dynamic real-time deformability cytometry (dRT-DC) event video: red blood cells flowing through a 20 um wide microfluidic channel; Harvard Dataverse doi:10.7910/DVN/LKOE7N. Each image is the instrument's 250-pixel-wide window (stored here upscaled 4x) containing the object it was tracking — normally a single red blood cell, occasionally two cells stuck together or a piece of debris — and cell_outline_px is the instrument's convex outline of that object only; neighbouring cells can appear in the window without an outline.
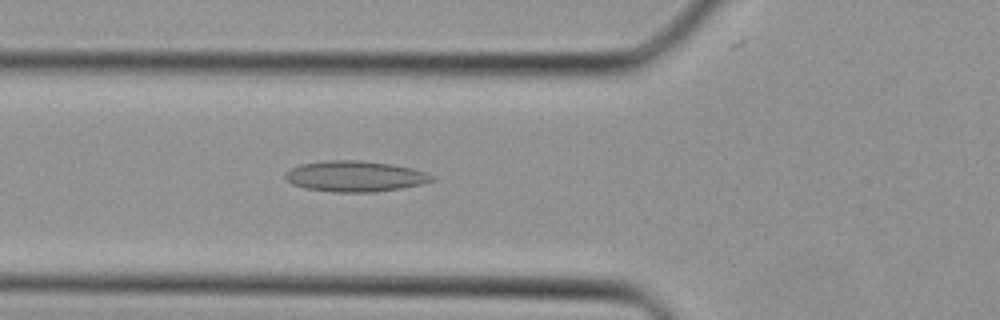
{"species": "Egyptian fruit bat (a non-hibernating species)", "species_latin": "Rousettus aegyptiacus", "temperature_condition": "cold", "stored_images_in_passage": 36, "camera_frame_rate_fps": 3000, "um_per_image_px": 0.085, "animal": {"sex": "female"}, "frame": {"image": 1, "passage_image": 12, "time_ms": 3.667, "image_size_px": [1000, 320], "cell_outline_px": [[436, 180], [420, 184], [400, 188], [376, 192], [336, 192], [304, 188], [292, 184], [284, 176], [284, 172], [300, 164], [324, 160], [356, 160], [392, 164], [412, 168], [436, 176]], "centroid_in_image_um": [30.17, 14.98], "position_along_channel_um": 95.6, "area_um2": 26.36}}
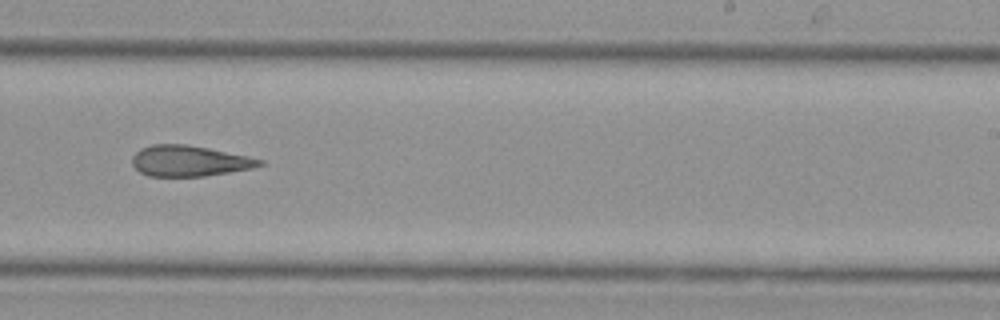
{"frame": {"image": 2, "passage_image": 22, "time_ms": 7.0, "image_size_px": [1000, 320], "cell_outline_px": [[264, 164], [252, 168], [204, 176], [148, 176], [140, 172], [132, 164], [132, 156], [140, 148], [152, 144], [184, 144], [208, 148], [248, 156], [264, 160]], "centroid_in_image_um": [16.07, 13.67], "position_along_channel_um": 272.9, "area_um2": 22.77}}
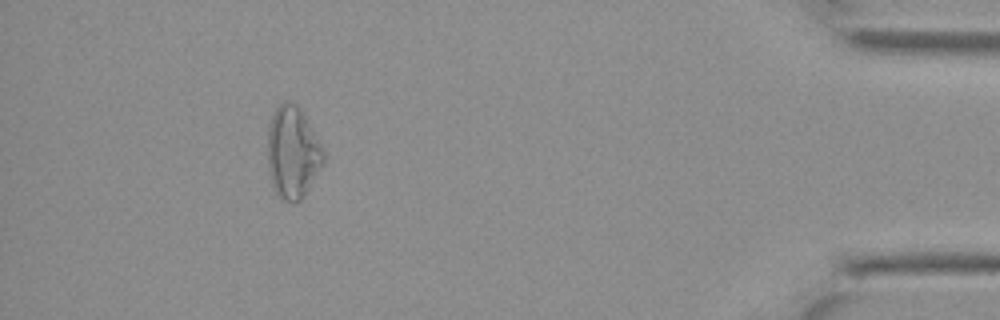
{"frame": {"image": 3, "passage_image": 33, "time_ms": 10.667, "image_size_px": [1000, 320], "cell_outline_px": [[324, 164], [300, 200], [280, 200], [276, 196], [268, 172], [268, 128], [272, 116], [276, 108], [284, 100], [288, 100], [296, 104], [300, 108], [320, 144], [324, 152]], "centroid_in_image_um": [24.85, 12.96], "position_along_channel_um": 410.3, "area_um2": 29.71}}